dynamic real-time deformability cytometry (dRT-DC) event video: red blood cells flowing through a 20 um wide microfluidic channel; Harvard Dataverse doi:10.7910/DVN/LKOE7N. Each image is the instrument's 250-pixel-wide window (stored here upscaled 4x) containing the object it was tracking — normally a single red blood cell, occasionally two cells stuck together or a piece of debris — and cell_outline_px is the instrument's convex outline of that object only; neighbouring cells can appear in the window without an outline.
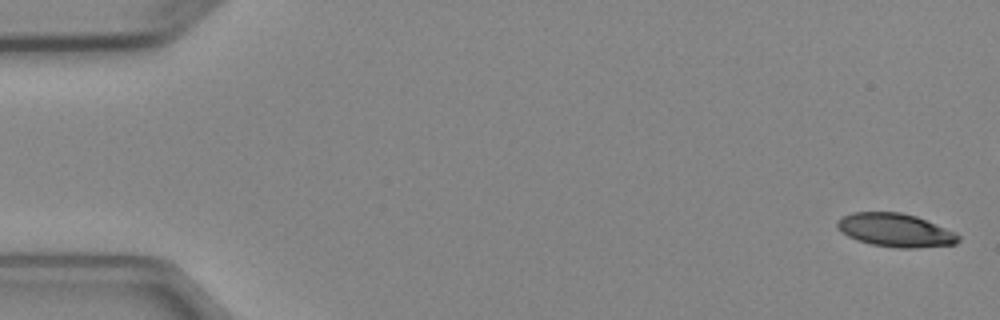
{"species": "Egyptian fruit bat (a non-hibernating species)", "species_latin": "Rousettus aegyptiacus", "temperature_condition": "cold", "stored_images_in_passage": 6, "camera_frame_rate_fps": 3000, "um_per_image_px": 0.085, "animal": {"sex": "female"}, "frame": {"image": 1, "passage_image": 1, "time_ms": 0.0, "image_size_px": [1000, 320], "cell_outline_px": [[960, 240], [956, 244], [916, 248], [896, 248], [872, 244], [856, 240], [848, 236], [836, 228], [836, 220], [852, 212], [900, 212], [916, 216], [956, 232], [960, 236]], "centroid_in_image_um": [76.1, 19.57], "position_along_channel_um": 8.9, "area_um2": 23.7}}